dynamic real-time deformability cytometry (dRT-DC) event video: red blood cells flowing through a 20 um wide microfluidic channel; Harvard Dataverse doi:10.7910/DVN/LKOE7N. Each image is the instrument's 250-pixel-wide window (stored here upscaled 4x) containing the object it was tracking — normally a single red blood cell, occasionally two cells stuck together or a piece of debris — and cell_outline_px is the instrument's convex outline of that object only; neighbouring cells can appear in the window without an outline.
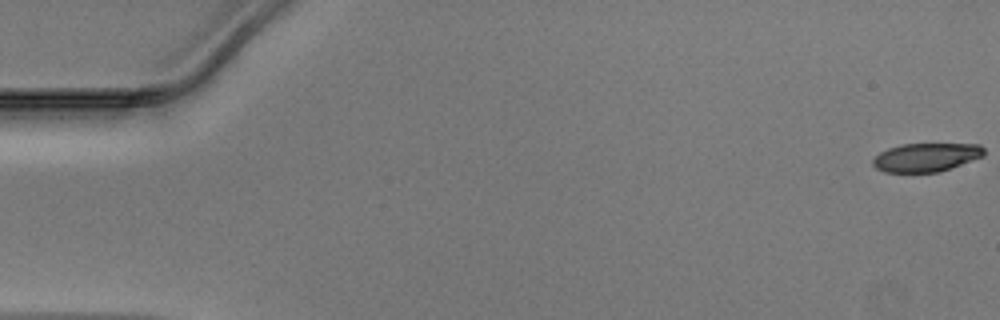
{"species": "Egyptian fruit bat (a non-hibernating species)", "species_latin": "Rousettus aegyptiacus", "temperature_condition": "warm", "stored_images_in_passage": 14, "camera_frame_rate_fps": 3000, "um_per_image_px": 0.085, "animal": {"sex": "male"}, "frame": {"image": 1, "passage_image": 1, "time_ms": 0.0, "image_size_px": [1000, 320], "cell_outline_px": [[984, 156], [936, 172], [884, 172], [876, 168], [872, 164], [872, 160], [880, 152], [888, 148], [900, 144], [980, 144], [984, 148]], "centroid_in_image_um": [78.69, 13.36], "position_along_channel_um": 6.3, "area_um2": 18.32}}
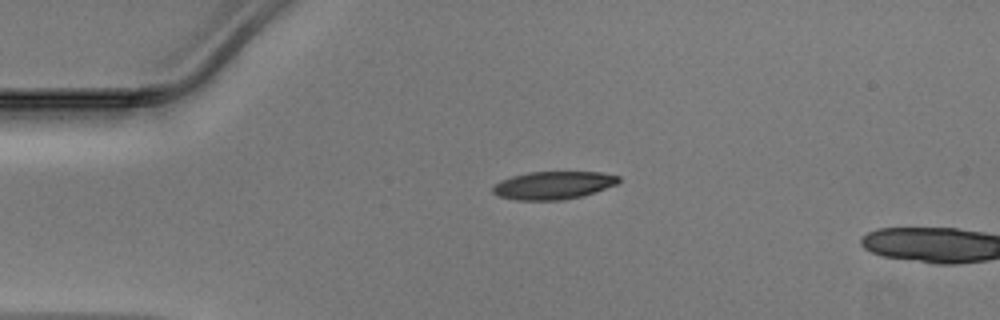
{"frame": {"image": 2, "passage_image": 12, "time_ms": 3.667, "image_size_px": [1000, 320], "cell_outline_px": [[620, 180], [616, 184], [584, 196], [560, 200], [516, 200], [496, 196], [492, 192], [492, 188], [500, 180], [512, 176], [528, 172], [600, 172], [620, 176]], "centroid_in_image_um": [47.01, 15.75], "position_along_channel_um": 38.0, "area_um2": 20.52}}